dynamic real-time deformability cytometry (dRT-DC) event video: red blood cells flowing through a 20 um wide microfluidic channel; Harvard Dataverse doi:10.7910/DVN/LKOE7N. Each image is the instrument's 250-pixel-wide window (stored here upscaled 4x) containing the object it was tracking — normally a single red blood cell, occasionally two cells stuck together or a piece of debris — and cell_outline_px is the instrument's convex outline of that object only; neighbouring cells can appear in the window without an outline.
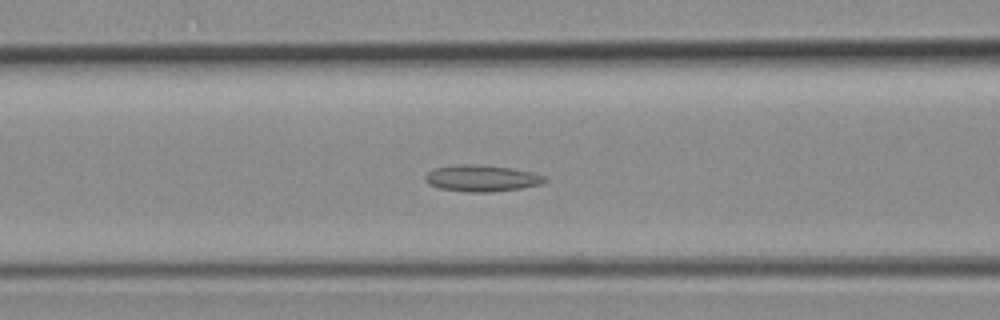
{"species": "common noctule bat (a hibernating species)", "species_latin": "Nyctalus noctula", "temperature_condition": "room temperature", "stored_images_in_passage": 46, "segment_of_instrument_passage": [1, 2], "camera_frame_rate_fps": 3000, "um_per_image_px": 0.085, "animal": {"sex": "female", "body_mass_g": 19.3, "forearm_length_mm": 54.1}, "frame": {"image": 1, "passage_image": 18, "time_ms": 5.667, "image_size_px": [1000, 320], "cell_outline_px": [[548, 180], [544, 184], [520, 188], [492, 192], [464, 192], [440, 188], [428, 184], [424, 180], [424, 176], [432, 168], [480, 164], [512, 168], [532, 172], [544, 176]], "centroid_in_image_um": [40.97, 15.16], "position_along_channel_um": 125.6, "area_um2": 18.44}}
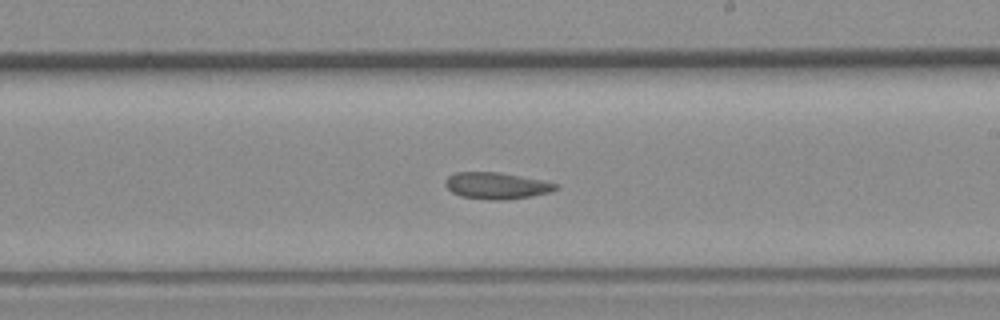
{"frame": {"image": 2, "passage_image": 26, "time_ms": 8.333, "image_size_px": [1000, 320], "cell_outline_px": [[560, 188], [552, 192], [532, 196], [504, 200], [488, 200], [460, 196], [452, 192], [444, 184], [444, 180], [448, 176], [456, 172], [500, 172], [544, 180], [560, 184]], "centroid_in_image_um": [42.25, 15.78], "position_along_channel_um": 246.7, "area_um2": 17.46}}
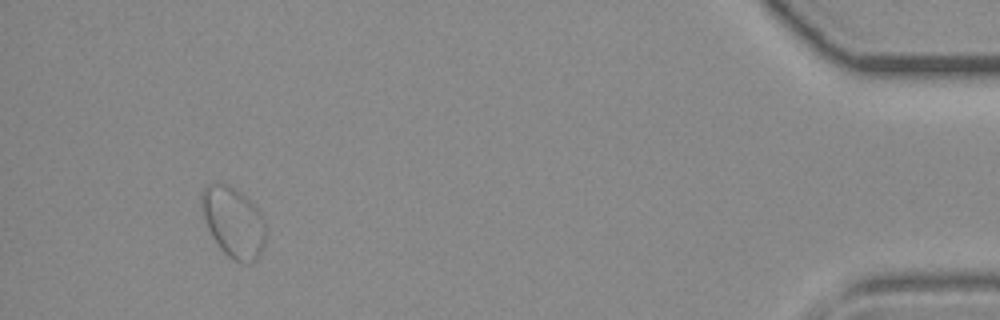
{"frame": {"image": 3, "passage_image": 42, "time_ms": 13.667, "image_size_px": [1000, 320], "cell_outline_px": [[268, 228], [264, 248], [256, 260], [248, 264], [244, 264], [228, 256], [216, 244], [208, 228], [200, 208], [200, 192], [208, 184], [220, 180], [228, 184], [240, 192], [260, 212]], "centroid_in_image_um": [19.84, 18.87], "position_along_channel_um": 415.4, "area_um2": 26.93}}